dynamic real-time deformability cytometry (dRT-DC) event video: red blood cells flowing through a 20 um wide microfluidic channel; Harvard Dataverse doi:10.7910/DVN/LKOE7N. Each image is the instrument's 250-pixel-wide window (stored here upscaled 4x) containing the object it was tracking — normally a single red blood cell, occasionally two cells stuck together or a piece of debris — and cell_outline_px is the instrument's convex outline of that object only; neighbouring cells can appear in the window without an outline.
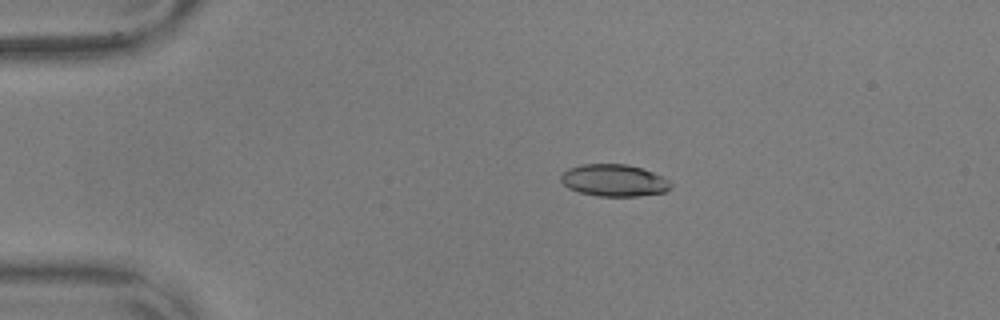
{"species": "common noctule bat (a hibernating species)", "species_latin": "Nyctalus noctula", "temperature_condition": "warm", "stored_images_in_passage": 46, "camera_frame_rate_fps": 3000, "um_per_image_px": 0.085, "animal": {"sex": "male", "body_mass_g": 17.9, "forearm_length_mm": 54.2}, "frame": {"image": 1, "passage_image": 1, "time_ms": 0.0, "image_size_px": [1000, 320], "cell_outline_px": [[672, 188], [664, 192], [636, 196], [596, 196], [580, 192], [568, 188], [560, 180], [560, 172], [568, 168], [580, 164], [628, 164], [652, 172], [668, 180], [672, 184]], "centroid_in_image_um": [52.14, 15.33], "position_along_channel_um": 32.9, "area_um2": 20.58}}
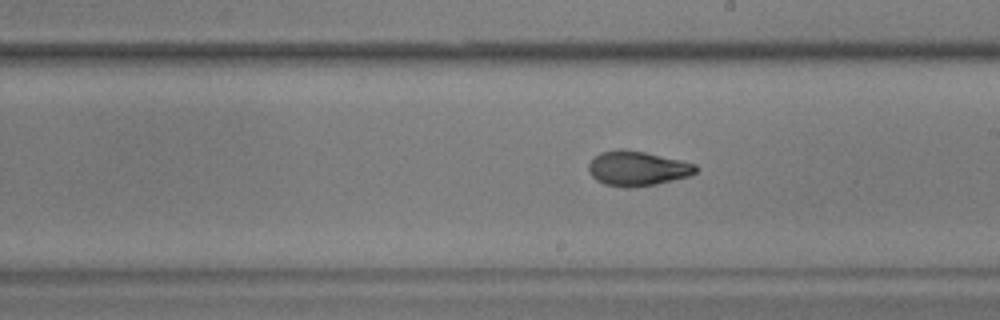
{"frame": {"image": 2, "passage_image": 22, "time_ms": 7.0, "image_size_px": [1000, 320], "cell_outline_px": [[696, 172], [688, 176], [656, 184], [628, 188], [624, 188], [604, 184], [596, 180], [588, 172], [588, 164], [600, 152], [620, 148], [644, 152], [680, 160], [696, 164]], "centroid_in_image_um": [54.13, 14.32], "position_along_channel_um": 234.9, "area_um2": 21.62}}
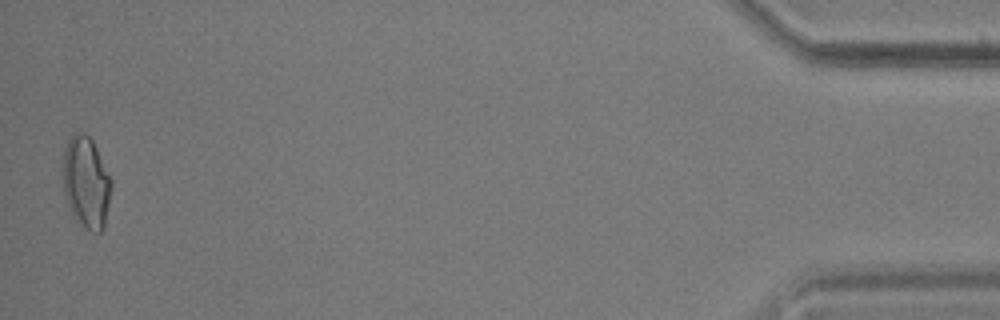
{"frame": {"image": 3, "passage_image": 45, "time_ms": 14.667, "image_size_px": [1000, 320], "cell_outline_px": [[112, 188], [104, 228], [100, 232], [92, 232], [80, 224], [72, 216], [64, 192], [64, 148], [68, 140], [76, 132], [84, 132], [92, 140], [112, 180]], "centroid_in_image_um": [7.34, 15.53], "position_along_channel_um": 427.9, "area_um2": 25.72}, "authors_computed_cell_mechanics": {"area_um2": 21.386, "velocity_mm_per_s": 3.6147, "shape_relaxation_time_tau1_ms": 7.2422, "shape_relaxation_time_tau2_ms": 1.8401, "deformation_change_tau1": 0.225, "deformation_change_tau2": 0.0703}}